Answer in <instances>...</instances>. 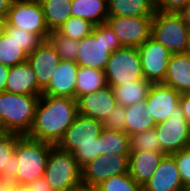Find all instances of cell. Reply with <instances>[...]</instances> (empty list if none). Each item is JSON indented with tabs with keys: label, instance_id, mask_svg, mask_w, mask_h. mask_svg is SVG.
<instances>
[{
	"label": "cell",
	"instance_id": "cell-1",
	"mask_svg": "<svg viewBox=\"0 0 190 191\" xmlns=\"http://www.w3.org/2000/svg\"><path fill=\"white\" fill-rule=\"evenodd\" d=\"M78 115L77 100L42 94L27 137L56 145Z\"/></svg>",
	"mask_w": 190,
	"mask_h": 191
},
{
	"label": "cell",
	"instance_id": "cell-2",
	"mask_svg": "<svg viewBox=\"0 0 190 191\" xmlns=\"http://www.w3.org/2000/svg\"><path fill=\"white\" fill-rule=\"evenodd\" d=\"M102 129L101 121L78 114L56 146L73 153L82 168L100 155L97 138Z\"/></svg>",
	"mask_w": 190,
	"mask_h": 191
},
{
	"label": "cell",
	"instance_id": "cell-3",
	"mask_svg": "<svg viewBox=\"0 0 190 191\" xmlns=\"http://www.w3.org/2000/svg\"><path fill=\"white\" fill-rule=\"evenodd\" d=\"M39 96L0 92V128L27 135L32 128Z\"/></svg>",
	"mask_w": 190,
	"mask_h": 191
},
{
	"label": "cell",
	"instance_id": "cell-4",
	"mask_svg": "<svg viewBox=\"0 0 190 191\" xmlns=\"http://www.w3.org/2000/svg\"><path fill=\"white\" fill-rule=\"evenodd\" d=\"M76 63L79 67L104 71L110 54L124 47L108 24L95 25L92 33L79 41Z\"/></svg>",
	"mask_w": 190,
	"mask_h": 191
},
{
	"label": "cell",
	"instance_id": "cell-5",
	"mask_svg": "<svg viewBox=\"0 0 190 191\" xmlns=\"http://www.w3.org/2000/svg\"><path fill=\"white\" fill-rule=\"evenodd\" d=\"M54 145L21 136L16 143L17 155L16 183L29 184L38 178L44 177L48 155Z\"/></svg>",
	"mask_w": 190,
	"mask_h": 191
},
{
	"label": "cell",
	"instance_id": "cell-6",
	"mask_svg": "<svg viewBox=\"0 0 190 191\" xmlns=\"http://www.w3.org/2000/svg\"><path fill=\"white\" fill-rule=\"evenodd\" d=\"M44 178L53 191H71L82 186V170L73 153L56 145L49 152Z\"/></svg>",
	"mask_w": 190,
	"mask_h": 191
},
{
	"label": "cell",
	"instance_id": "cell-7",
	"mask_svg": "<svg viewBox=\"0 0 190 191\" xmlns=\"http://www.w3.org/2000/svg\"><path fill=\"white\" fill-rule=\"evenodd\" d=\"M188 32L178 13L156 11L152 17L151 37L172 54L186 53Z\"/></svg>",
	"mask_w": 190,
	"mask_h": 191
},
{
	"label": "cell",
	"instance_id": "cell-8",
	"mask_svg": "<svg viewBox=\"0 0 190 191\" xmlns=\"http://www.w3.org/2000/svg\"><path fill=\"white\" fill-rule=\"evenodd\" d=\"M104 74L112 88L144 78L138 47H122L111 53Z\"/></svg>",
	"mask_w": 190,
	"mask_h": 191
},
{
	"label": "cell",
	"instance_id": "cell-9",
	"mask_svg": "<svg viewBox=\"0 0 190 191\" xmlns=\"http://www.w3.org/2000/svg\"><path fill=\"white\" fill-rule=\"evenodd\" d=\"M6 19L9 25L34 33L47 41L50 31L39 0H13Z\"/></svg>",
	"mask_w": 190,
	"mask_h": 191
},
{
	"label": "cell",
	"instance_id": "cell-10",
	"mask_svg": "<svg viewBox=\"0 0 190 191\" xmlns=\"http://www.w3.org/2000/svg\"><path fill=\"white\" fill-rule=\"evenodd\" d=\"M161 145V152L173 154L190 147V125L184 118L181 107L154 127Z\"/></svg>",
	"mask_w": 190,
	"mask_h": 191
},
{
	"label": "cell",
	"instance_id": "cell-11",
	"mask_svg": "<svg viewBox=\"0 0 190 191\" xmlns=\"http://www.w3.org/2000/svg\"><path fill=\"white\" fill-rule=\"evenodd\" d=\"M130 153L99 155L81 168L82 186L95 188L108 178L128 173Z\"/></svg>",
	"mask_w": 190,
	"mask_h": 191
},
{
	"label": "cell",
	"instance_id": "cell-12",
	"mask_svg": "<svg viewBox=\"0 0 190 191\" xmlns=\"http://www.w3.org/2000/svg\"><path fill=\"white\" fill-rule=\"evenodd\" d=\"M152 17H108L106 23L124 47H139L151 37Z\"/></svg>",
	"mask_w": 190,
	"mask_h": 191
},
{
	"label": "cell",
	"instance_id": "cell-13",
	"mask_svg": "<svg viewBox=\"0 0 190 191\" xmlns=\"http://www.w3.org/2000/svg\"><path fill=\"white\" fill-rule=\"evenodd\" d=\"M138 52L144 79L152 83H163L172 53L152 37L138 47Z\"/></svg>",
	"mask_w": 190,
	"mask_h": 191
},
{
	"label": "cell",
	"instance_id": "cell-14",
	"mask_svg": "<svg viewBox=\"0 0 190 191\" xmlns=\"http://www.w3.org/2000/svg\"><path fill=\"white\" fill-rule=\"evenodd\" d=\"M181 93L163 83H153L146 98L147 111L156 124L163 122L179 107Z\"/></svg>",
	"mask_w": 190,
	"mask_h": 191
},
{
	"label": "cell",
	"instance_id": "cell-15",
	"mask_svg": "<svg viewBox=\"0 0 190 191\" xmlns=\"http://www.w3.org/2000/svg\"><path fill=\"white\" fill-rule=\"evenodd\" d=\"M76 100L79 115L101 122L117 106L114 91L108 85L95 92L79 96Z\"/></svg>",
	"mask_w": 190,
	"mask_h": 191
},
{
	"label": "cell",
	"instance_id": "cell-16",
	"mask_svg": "<svg viewBox=\"0 0 190 191\" xmlns=\"http://www.w3.org/2000/svg\"><path fill=\"white\" fill-rule=\"evenodd\" d=\"M60 56L48 41H43L27 58L35 73L38 86L44 90L61 62Z\"/></svg>",
	"mask_w": 190,
	"mask_h": 191
},
{
	"label": "cell",
	"instance_id": "cell-17",
	"mask_svg": "<svg viewBox=\"0 0 190 191\" xmlns=\"http://www.w3.org/2000/svg\"><path fill=\"white\" fill-rule=\"evenodd\" d=\"M176 161L166 154L155 169L150 180L143 186V191H184Z\"/></svg>",
	"mask_w": 190,
	"mask_h": 191
},
{
	"label": "cell",
	"instance_id": "cell-18",
	"mask_svg": "<svg viewBox=\"0 0 190 191\" xmlns=\"http://www.w3.org/2000/svg\"><path fill=\"white\" fill-rule=\"evenodd\" d=\"M78 68L76 62L62 59L42 94L76 99Z\"/></svg>",
	"mask_w": 190,
	"mask_h": 191
},
{
	"label": "cell",
	"instance_id": "cell-19",
	"mask_svg": "<svg viewBox=\"0 0 190 191\" xmlns=\"http://www.w3.org/2000/svg\"><path fill=\"white\" fill-rule=\"evenodd\" d=\"M5 91L39 97L43 92L28 61L10 67Z\"/></svg>",
	"mask_w": 190,
	"mask_h": 191
},
{
	"label": "cell",
	"instance_id": "cell-20",
	"mask_svg": "<svg viewBox=\"0 0 190 191\" xmlns=\"http://www.w3.org/2000/svg\"><path fill=\"white\" fill-rule=\"evenodd\" d=\"M166 154L153 151H131L128 173L142 187L150 180L155 169Z\"/></svg>",
	"mask_w": 190,
	"mask_h": 191
},
{
	"label": "cell",
	"instance_id": "cell-21",
	"mask_svg": "<svg viewBox=\"0 0 190 191\" xmlns=\"http://www.w3.org/2000/svg\"><path fill=\"white\" fill-rule=\"evenodd\" d=\"M163 84L179 93H186L190 89V55L188 53L171 55Z\"/></svg>",
	"mask_w": 190,
	"mask_h": 191
},
{
	"label": "cell",
	"instance_id": "cell-22",
	"mask_svg": "<svg viewBox=\"0 0 190 191\" xmlns=\"http://www.w3.org/2000/svg\"><path fill=\"white\" fill-rule=\"evenodd\" d=\"M22 135L4 132L0 136V178L16 183L17 155L15 147Z\"/></svg>",
	"mask_w": 190,
	"mask_h": 191
},
{
	"label": "cell",
	"instance_id": "cell-23",
	"mask_svg": "<svg viewBox=\"0 0 190 191\" xmlns=\"http://www.w3.org/2000/svg\"><path fill=\"white\" fill-rule=\"evenodd\" d=\"M154 0H108L109 17L154 16Z\"/></svg>",
	"mask_w": 190,
	"mask_h": 191
},
{
	"label": "cell",
	"instance_id": "cell-24",
	"mask_svg": "<svg viewBox=\"0 0 190 191\" xmlns=\"http://www.w3.org/2000/svg\"><path fill=\"white\" fill-rule=\"evenodd\" d=\"M124 123L128 136L152 129L156 125L153 116L147 111L146 100L126 107Z\"/></svg>",
	"mask_w": 190,
	"mask_h": 191
},
{
	"label": "cell",
	"instance_id": "cell-25",
	"mask_svg": "<svg viewBox=\"0 0 190 191\" xmlns=\"http://www.w3.org/2000/svg\"><path fill=\"white\" fill-rule=\"evenodd\" d=\"M71 16L86 19L92 24L105 23L108 16V0H72Z\"/></svg>",
	"mask_w": 190,
	"mask_h": 191
},
{
	"label": "cell",
	"instance_id": "cell-26",
	"mask_svg": "<svg viewBox=\"0 0 190 191\" xmlns=\"http://www.w3.org/2000/svg\"><path fill=\"white\" fill-rule=\"evenodd\" d=\"M152 84V82L142 78L119 86H114L112 89L117 104L128 107L137 102L146 100Z\"/></svg>",
	"mask_w": 190,
	"mask_h": 191
},
{
	"label": "cell",
	"instance_id": "cell-27",
	"mask_svg": "<svg viewBox=\"0 0 190 191\" xmlns=\"http://www.w3.org/2000/svg\"><path fill=\"white\" fill-rule=\"evenodd\" d=\"M47 28L58 30L70 17L72 0H39Z\"/></svg>",
	"mask_w": 190,
	"mask_h": 191
},
{
	"label": "cell",
	"instance_id": "cell-28",
	"mask_svg": "<svg viewBox=\"0 0 190 191\" xmlns=\"http://www.w3.org/2000/svg\"><path fill=\"white\" fill-rule=\"evenodd\" d=\"M100 155L130 153V137L124 131L103 128L98 136Z\"/></svg>",
	"mask_w": 190,
	"mask_h": 191
},
{
	"label": "cell",
	"instance_id": "cell-29",
	"mask_svg": "<svg viewBox=\"0 0 190 191\" xmlns=\"http://www.w3.org/2000/svg\"><path fill=\"white\" fill-rule=\"evenodd\" d=\"M107 85L104 71L79 67L76 79V99L79 96L95 92Z\"/></svg>",
	"mask_w": 190,
	"mask_h": 191
},
{
	"label": "cell",
	"instance_id": "cell-30",
	"mask_svg": "<svg viewBox=\"0 0 190 191\" xmlns=\"http://www.w3.org/2000/svg\"><path fill=\"white\" fill-rule=\"evenodd\" d=\"M47 41L63 60L76 61L80 48L79 40L61 35L57 30L49 33Z\"/></svg>",
	"mask_w": 190,
	"mask_h": 191
},
{
	"label": "cell",
	"instance_id": "cell-31",
	"mask_svg": "<svg viewBox=\"0 0 190 191\" xmlns=\"http://www.w3.org/2000/svg\"><path fill=\"white\" fill-rule=\"evenodd\" d=\"M28 55L6 33L0 37V64L12 67L27 61Z\"/></svg>",
	"mask_w": 190,
	"mask_h": 191
},
{
	"label": "cell",
	"instance_id": "cell-32",
	"mask_svg": "<svg viewBox=\"0 0 190 191\" xmlns=\"http://www.w3.org/2000/svg\"><path fill=\"white\" fill-rule=\"evenodd\" d=\"M94 189L95 191H143V187L129 173L112 176Z\"/></svg>",
	"mask_w": 190,
	"mask_h": 191
},
{
	"label": "cell",
	"instance_id": "cell-33",
	"mask_svg": "<svg viewBox=\"0 0 190 191\" xmlns=\"http://www.w3.org/2000/svg\"><path fill=\"white\" fill-rule=\"evenodd\" d=\"M95 27L90 21L71 16L57 31L71 39L81 40L92 33Z\"/></svg>",
	"mask_w": 190,
	"mask_h": 191
},
{
	"label": "cell",
	"instance_id": "cell-34",
	"mask_svg": "<svg viewBox=\"0 0 190 191\" xmlns=\"http://www.w3.org/2000/svg\"><path fill=\"white\" fill-rule=\"evenodd\" d=\"M5 33L13 38L28 56L43 42L38 35L13 27L8 23H6Z\"/></svg>",
	"mask_w": 190,
	"mask_h": 191
},
{
	"label": "cell",
	"instance_id": "cell-35",
	"mask_svg": "<svg viewBox=\"0 0 190 191\" xmlns=\"http://www.w3.org/2000/svg\"><path fill=\"white\" fill-rule=\"evenodd\" d=\"M130 137V151L161 152V145L154 128L141 133L132 134Z\"/></svg>",
	"mask_w": 190,
	"mask_h": 191
},
{
	"label": "cell",
	"instance_id": "cell-36",
	"mask_svg": "<svg viewBox=\"0 0 190 191\" xmlns=\"http://www.w3.org/2000/svg\"><path fill=\"white\" fill-rule=\"evenodd\" d=\"M125 115L126 107L117 104L114 110L102 121L103 128L125 132Z\"/></svg>",
	"mask_w": 190,
	"mask_h": 191
},
{
	"label": "cell",
	"instance_id": "cell-37",
	"mask_svg": "<svg viewBox=\"0 0 190 191\" xmlns=\"http://www.w3.org/2000/svg\"><path fill=\"white\" fill-rule=\"evenodd\" d=\"M171 155L176 161L182 183L186 186L190 182V147Z\"/></svg>",
	"mask_w": 190,
	"mask_h": 191
},
{
	"label": "cell",
	"instance_id": "cell-38",
	"mask_svg": "<svg viewBox=\"0 0 190 191\" xmlns=\"http://www.w3.org/2000/svg\"><path fill=\"white\" fill-rule=\"evenodd\" d=\"M190 0H154L156 11L178 13Z\"/></svg>",
	"mask_w": 190,
	"mask_h": 191
},
{
	"label": "cell",
	"instance_id": "cell-39",
	"mask_svg": "<svg viewBox=\"0 0 190 191\" xmlns=\"http://www.w3.org/2000/svg\"><path fill=\"white\" fill-rule=\"evenodd\" d=\"M184 118L190 125V95L187 93H181L180 104Z\"/></svg>",
	"mask_w": 190,
	"mask_h": 191
},
{
	"label": "cell",
	"instance_id": "cell-40",
	"mask_svg": "<svg viewBox=\"0 0 190 191\" xmlns=\"http://www.w3.org/2000/svg\"><path fill=\"white\" fill-rule=\"evenodd\" d=\"M28 186L32 191H53L50 184L45 180L44 177L38 178L33 182H30Z\"/></svg>",
	"mask_w": 190,
	"mask_h": 191
},
{
	"label": "cell",
	"instance_id": "cell-41",
	"mask_svg": "<svg viewBox=\"0 0 190 191\" xmlns=\"http://www.w3.org/2000/svg\"><path fill=\"white\" fill-rule=\"evenodd\" d=\"M10 67L0 64V92L5 91Z\"/></svg>",
	"mask_w": 190,
	"mask_h": 191
},
{
	"label": "cell",
	"instance_id": "cell-42",
	"mask_svg": "<svg viewBox=\"0 0 190 191\" xmlns=\"http://www.w3.org/2000/svg\"><path fill=\"white\" fill-rule=\"evenodd\" d=\"M13 0H0V18H6Z\"/></svg>",
	"mask_w": 190,
	"mask_h": 191
},
{
	"label": "cell",
	"instance_id": "cell-43",
	"mask_svg": "<svg viewBox=\"0 0 190 191\" xmlns=\"http://www.w3.org/2000/svg\"><path fill=\"white\" fill-rule=\"evenodd\" d=\"M178 14L182 17L183 22L190 28V2L183 7Z\"/></svg>",
	"mask_w": 190,
	"mask_h": 191
},
{
	"label": "cell",
	"instance_id": "cell-44",
	"mask_svg": "<svg viewBox=\"0 0 190 191\" xmlns=\"http://www.w3.org/2000/svg\"><path fill=\"white\" fill-rule=\"evenodd\" d=\"M10 191H32L28 184L12 183Z\"/></svg>",
	"mask_w": 190,
	"mask_h": 191
},
{
	"label": "cell",
	"instance_id": "cell-45",
	"mask_svg": "<svg viewBox=\"0 0 190 191\" xmlns=\"http://www.w3.org/2000/svg\"><path fill=\"white\" fill-rule=\"evenodd\" d=\"M11 182L0 178V191H10Z\"/></svg>",
	"mask_w": 190,
	"mask_h": 191
},
{
	"label": "cell",
	"instance_id": "cell-46",
	"mask_svg": "<svg viewBox=\"0 0 190 191\" xmlns=\"http://www.w3.org/2000/svg\"><path fill=\"white\" fill-rule=\"evenodd\" d=\"M6 23V18H0V37H2L5 33Z\"/></svg>",
	"mask_w": 190,
	"mask_h": 191
},
{
	"label": "cell",
	"instance_id": "cell-47",
	"mask_svg": "<svg viewBox=\"0 0 190 191\" xmlns=\"http://www.w3.org/2000/svg\"><path fill=\"white\" fill-rule=\"evenodd\" d=\"M71 191H95V189L93 188H89V187H85V186H81L77 189L71 190Z\"/></svg>",
	"mask_w": 190,
	"mask_h": 191
},
{
	"label": "cell",
	"instance_id": "cell-48",
	"mask_svg": "<svg viewBox=\"0 0 190 191\" xmlns=\"http://www.w3.org/2000/svg\"><path fill=\"white\" fill-rule=\"evenodd\" d=\"M186 53H188L190 55V28H189V32H188V40H187Z\"/></svg>",
	"mask_w": 190,
	"mask_h": 191
},
{
	"label": "cell",
	"instance_id": "cell-49",
	"mask_svg": "<svg viewBox=\"0 0 190 191\" xmlns=\"http://www.w3.org/2000/svg\"><path fill=\"white\" fill-rule=\"evenodd\" d=\"M184 191H190V182L185 186V190Z\"/></svg>",
	"mask_w": 190,
	"mask_h": 191
},
{
	"label": "cell",
	"instance_id": "cell-50",
	"mask_svg": "<svg viewBox=\"0 0 190 191\" xmlns=\"http://www.w3.org/2000/svg\"><path fill=\"white\" fill-rule=\"evenodd\" d=\"M4 133V131L0 128V136Z\"/></svg>",
	"mask_w": 190,
	"mask_h": 191
}]
</instances>
